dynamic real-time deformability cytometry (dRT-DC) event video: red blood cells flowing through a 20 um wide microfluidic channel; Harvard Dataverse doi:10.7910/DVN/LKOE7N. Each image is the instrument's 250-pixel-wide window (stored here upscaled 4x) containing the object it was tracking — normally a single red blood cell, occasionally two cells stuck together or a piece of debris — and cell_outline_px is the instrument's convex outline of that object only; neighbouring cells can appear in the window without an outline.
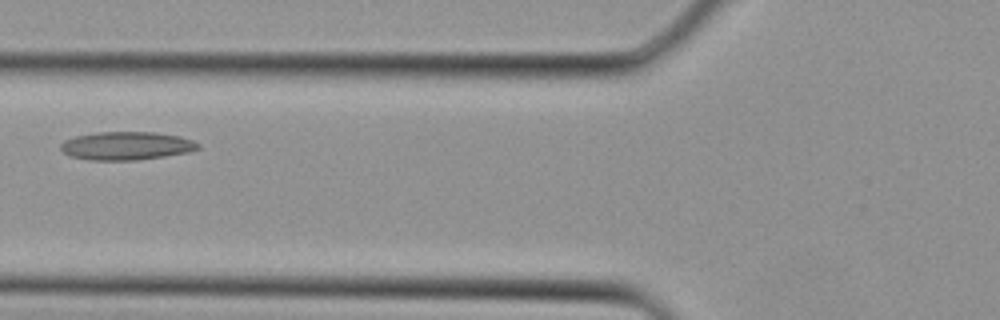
{"species": "Egyptian fruit bat (a non-hibernating species)", "species_latin": "Rousettus aegyptiacus", "temperature_condition": "cold", "stored_images_in_passage": 2, "camera_frame_rate_fps": 3000, "um_per_image_px": 0.085, "animal": {"sex": "female"}, "frame": {"image": 1, "passage_image": 2, "time_ms": 0.333, "image_size_px": [1000, 320], "cell_outline_px": [[200, 148], [188, 152], [164, 156], [136, 160], [88, 160], [68, 156], [60, 148], [60, 144], [64, 140], [76, 136], [96, 132], [152, 132], [180, 136], [192, 140], [200, 144]], "centroid_in_image_um": [10.72, 12.39], "position_along_channel_um": 115.1, "area_um2": 22.66}}